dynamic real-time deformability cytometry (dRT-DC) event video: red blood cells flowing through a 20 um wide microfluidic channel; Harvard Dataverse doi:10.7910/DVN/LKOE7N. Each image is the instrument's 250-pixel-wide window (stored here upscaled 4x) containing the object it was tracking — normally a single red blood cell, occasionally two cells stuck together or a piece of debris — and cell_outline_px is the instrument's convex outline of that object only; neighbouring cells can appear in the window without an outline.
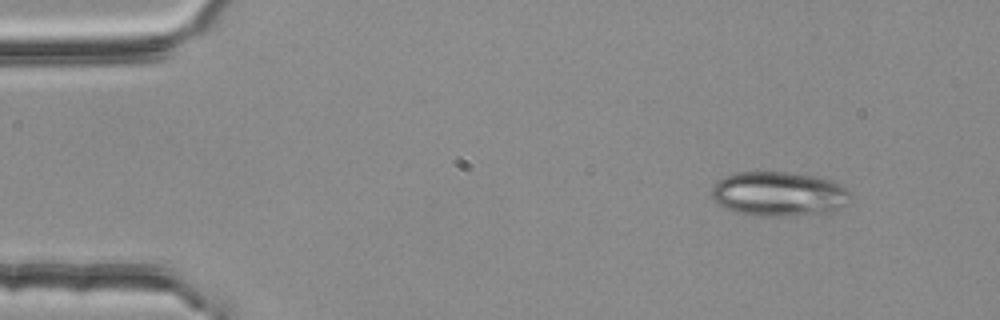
{"species": "common noctule bat (a hibernating species)", "species_latin": "Nyctalus noctula", "temperature_condition": "room temperature", "stored_images_in_passage": 4, "camera_frame_rate_fps": 3000, "um_per_image_px": 0.085, "animal": {"sex": "female", "body_mass_g": 25.1}, "frame": {"image": 1, "passage_image": 2, "time_ms": 0.333, "image_size_px": [1000, 320], "cell_outline_px": [[852, 196], [844, 204], [832, 212], [784, 216], [756, 216], [740, 212], [728, 208], [720, 204], [712, 196], [712, 188], [720, 176], [736, 172], [788, 172], [812, 176], [832, 180], [840, 184]], "centroid_in_image_um": [66.19, 16.47], "position_along_channel_um": 18.8, "area_um2": 35.78}}